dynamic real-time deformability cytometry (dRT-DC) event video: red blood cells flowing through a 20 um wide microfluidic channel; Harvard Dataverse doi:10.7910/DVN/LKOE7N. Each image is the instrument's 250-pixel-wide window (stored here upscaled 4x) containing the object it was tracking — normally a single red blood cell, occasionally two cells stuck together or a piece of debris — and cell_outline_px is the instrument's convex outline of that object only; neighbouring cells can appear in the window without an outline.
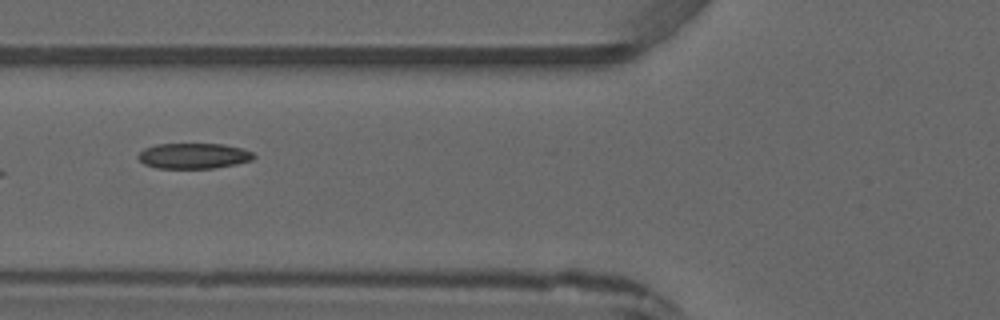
{"species": "common noctule bat (a hibernating species)", "species_latin": "Nyctalus noctula", "temperature_condition": "warm", "stored_images_in_passage": 4, "camera_frame_rate_fps": 3000, "um_per_image_px": 0.085, "animal": {"sex": "male", "forearm_length_mm": 52.5}, "frame": {"image": 1, "passage_image": 4, "time_ms": 3.333, "image_size_px": [1000, 320], "cell_outline_px": [[256, 156], [252, 160], [236, 164], [216, 168], [156, 168], [144, 164], [136, 156], [144, 148], [156, 144], [224, 144], [240, 148], [252, 152]], "centroid_in_image_um": [16.45, 13.25], "position_along_channel_um": 109.4, "area_um2": 17.22}}